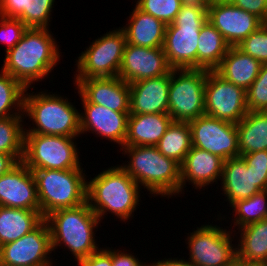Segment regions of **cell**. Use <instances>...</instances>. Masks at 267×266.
Segmentation results:
<instances>
[{
	"label": "cell",
	"mask_w": 267,
	"mask_h": 266,
	"mask_svg": "<svg viewBox=\"0 0 267 266\" xmlns=\"http://www.w3.org/2000/svg\"><path fill=\"white\" fill-rule=\"evenodd\" d=\"M59 50L49 28H27L17 45L6 51L1 70L29 88L48 77L60 60Z\"/></svg>",
	"instance_id": "1"
},
{
	"label": "cell",
	"mask_w": 267,
	"mask_h": 266,
	"mask_svg": "<svg viewBox=\"0 0 267 266\" xmlns=\"http://www.w3.org/2000/svg\"><path fill=\"white\" fill-rule=\"evenodd\" d=\"M140 185L120 166H111L87 180V202L100 221L113 213L121 221L133 217L140 202Z\"/></svg>",
	"instance_id": "2"
},
{
	"label": "cell",
	"mask_w": 267,
	"mask_h": 266,
	"mask_svg": "<svg viewBox=\"0 0 267 266\" xmlns=\"http://www.w3.org/2000/svg\"><path fill=\"white\" fill-rule=\"evenodd\" d=\"M129 156L127 165H120L134 180L155 196L168 198L181 192L180 164L164 156L156 146H123Z\"/></svg>",
	"instance_id": "3"
},
{
	"label": "cell",
	"mask_w": 267,
	"mask_h": 266,
	"mask_svg": "<svg viewBox=\"0 0 267 266\" xmlns=\"http://www.w3.org/2000/svg\"><path fill=\"white\" fill-rule=\"evenodd\" d=\"M44 220L50 230L52 251L64 244L78 262L100 249L96 244L94 228L101 221L88 202L77 207L56 210Z\"/></svg>",
	"instance_id": "4"
},
{
	"label": "cell",
	"mask_w": 267,
	"mask_h": 266,
	"mask_svg": "<svg viewBox=\"0 0 267 266\" xmlns=\"http://www.w3.org/2000/svg\"><path fill=\"white\" fill-rule=\"evenodd\" d=\"M24 93L23 114L32 120L33 128L24 134L78 137L80 134V112L59 94L46 91L38 94ZM41 93V94H40Z\"/></svg>",
	"instance_id": "5"
},
{
	"label": "cell",
	"mask_w": 267,
	"mask_h": 266,
	"mask_svg": "<svg viewBox=\"0 0 267 266\" xmlns=\"http://www.w3.org/2000/svg\"><path fill=\"white\" fill-rule=\"evenodd\" d=\"M208 20V9L183 4L171 24L166 25L163 50L172 69H197L200 30Z\"/></svg>",
	"instance_id": "6"
},
{
	"label": "cell",
	"mask_w": 267,
	"mask_h": 266,
	"mask_svg": "<svg viewBox=\"0 0 267 266\" xmlns=\"http://www.w3.org/2000/svg\"><path fill=\"white\" fill-rule=\"evenodd\" d=\"M83 170H31L36 180L43 218L56 210L77 207L87 202V180Z\"/></svg>",
	"instance_id": "7"
},
{
	"label": "cell",
	"mask_w": 267,
	"mask_h": 266,
	"mask_svg": "<svg viewBox=\"0 0 267 266\" xmlns=\"http://www.w3.org/2000/svg\"><path fill=\"white\" fill-rule=\"evenodd\" d=\"M74 138L42 134H24L22 162L31 170L83 169Z\"/></svg>",
	"instance_id": "8"
},
{
	"label": "cell",
	"mask_w": 267,
	"mask_h": 266,
	"mask_svg": "<svg viewBox=\"0 0 267 266\" xmlns=\"http://www.w3.org/2000/svg\"><path fill=\"white\" fill-rule=\"evenodd\" d=\"M207 69H172L168 114L175 122H190L205 114Z\"/></svg>",
	"instance_id": "9"
},
{
	"label": "cell",
	"mask_w": 267,
	"mask_h": 266,
	"mask_svg": "<svg viewBox=\"0 0 267 266\" xmlns=\"http://www.w3.org/2000/svg\"><path fill=\"white\" fill-rule=\"evenodd\" d=\"M126 43L125 32L120 27L95 39L76 60L74 79L118 76Z\"/></svg>",
	"instance_id": "10"
},
{
	"label": "cell",
	"mask_w": 267,
	"mask_h": 266,
	"mask_svg": "<svg viewBox=\"0 0 267 266\" xmlns=\"http://www.w3.org/2000/svg\"><path fill=\"white\" fill-rule=\"evenodd\" d=\"M231 234L217 225L197 227L187 238L189 262L194 266H232L237 261V253Z\"/></svg>",
	"instance_id": "11"
},
{
	"label": "cell",
	"mask_w": 267,
	"mask_h": 266,
	"mask_svg": "<svg viewBox=\"0 0 267 266\" xmlns=\"http://www.w3.org/2000/svg\"><path fill=\"white\" fill-rule=\"evenodd\" d=\"M247 112L246 91L224 79L215 70H208L205 114L237 124Z\"/></svg>",
	"instance_id": "12"
},
{
	"label": "cell",
	"mask_w": 267,
	"mask_h": 266,
	"mask_svg": "<svg viewBox=\"0 0 267 266\" xmlns=\"http://www.w3.org/2000/svg\"><path fill=\"white\" fill-rule=\"evenodd\" d=\"M192 146L206 150L224 160L239 157L235 123L202 115L189 122Z\"/></svg>",
	"instance_id": "13"
},
{
	"label": "cell",
	"mask_w": 267,
	"mask_h": 266,
	"mask_svg": "<svg viewBox=\"0 0 267 266\" xmlns=\"http://www.w3.org/2000/svg\"><path fill=\"white\" fill-rule=\"evenodd\" d=\"M51 253L50 230L43 220L30 233L0 246V263L6 266H52Z\"/></svg>",
	"instance_id": "14"
},
{
	"label": "cell",
	"mask_w": 267,
	"mask_h": 266,
	"mask_svg": "<svg viewBox=\"0 0 267 266\" xmlns=\"http://www.w3.org/2000/svg\"><path fill=\"white\" fill-rule=\"evenodd\" d=\"M221 181L226 201L232 206L239 200L267 190V170L246 165L241 156L230 158L224 161Z\"/></svg>",
	"instance_id": "15"
},
{
	"label": "cell",
	"mask_w": 267,
	"mask_h": 266,
	"mask_svg": "<svg viewBox=\"0 0 267 266\" xmlns=\"http://www.w3.org/2000/svg\"><path fill=\"white\" fill-rule=\"evenodd\" d=\"M171 70L163 48H149L126 43L118 76L131 84L169 74Z\"/></svg>",
	"instance_id": "16"
},
{
	"label": "cell",
	"mask_w": 267,
	"mask_h": 266,
	"mask_svg": "<svg viewBox=\"0 0 267 266\" xmlns=\"http://www.w3.org/2000/svg\"><path fill=\"white\" fill-rule=\"evenodd\" d=\"M208 20L231 47L238 46L263 24L257 16L234 4L220 2L208 7Z\"/></svg>",
	"instance_id": "17"
},
{
	"label": "cell",
	"mask_w": 267,
	"mask_h": 266,
	"mask_svg": "<svg viewBox=\"0 0 267 266\" xmlns=\"http://www.w3.org/2000/svg\"><path fill=\"white\" fill-rule=\"evenodd\" d=\"M74 81L82 102L101 105L116 112H129L130 87L119 76Z\"/></svg>",
	"instance_id": "18"
},
{
	"label": "cell",
	"mask_w": 267,
	"mask_h": 266,
	"mask_svg": "<svg viewBox=\"0 0 267 266\" xmlns=\"http://www.w3.org/2000/svg\"><path fill=\"white\" fill-rule=\"evenodd\" d=\"M0 206L40 211L35 177L22 161L0 176Z\"/></svg>",
	"instance_id": "19"
},
{
	"label": "cell",
	"mask_w": 267,
	"mask_h": 266,
	"mask_svg": "<svg viewBox=\"0 0 267 266\" xmlns=\"http://www.w3.org/2000/svg\"><path fill=\"white\" fill-rule=\"evenodd\" d=\"M84 112L80 113V134L95 133L98 137L115 142L121 148L127 135L129 112H116L90 102L81 103Z\"/></svg>",
	"instance_id": "20"
},
{
	"label": "cell",
	"mask_w": 267,
	"mask_h": 266,
	"mask_svg": "<svg viewBox=\"0 0 267 266\" xmlns=\"http://www.w3.org/2000/svg\"><path fill=\"white\" fill-rule=\"evenodd\" d=\"M170 73L129 84V114L168 113Z\"/></svg>",
	"instance_id": "21"
},
{
	"label": "cell",
	"mask_w": 267,
	"mask_h": 266,
	"mask_svg": "<svg viewBox=\"0 0 267 266\" xmlns=\"http://www.w3.org/2000/svg\"><path fill=\"white\" fill-rule=\"evenodd\" d=\"M224 159L206 150L191 147L181 167V194L186 183H193L195 189H201L221 180ZM217 179V180H216Z\"/></svg>",
	"instance_id": "22"
},
{
	"label": "cell",
	"mask_w": 267,
	"mask_h": 266,
	"mask_svg": "<svg viewBox=\"0 0 267 266\" xmlns=\"http://www.w3.org/2000/svg\"><path fill=\"white\" fill-rule=\"evenodd\" d=\"M172 122L168 113L129 114L124 146H156Z\"/></svg>",
	"instance_id": "23"
},
{
	"label": "cell",
	"mask_w": 267,
	"mask_h": 266,
	"mask_svg": "<svg viewBox=\"0 0 267 266\" xmlns=\"http://www.w3.org/2000/svg\"><path fill=\"white\" fill-rule=\"evenodd\" d=\"M131 13L127 26L121 28L125 32L127 44L163 48L166 25L136 5Z\"/></svg>",
	"instance_id": "24"
},
{
	"label": "cell",
	"mask_w": 267,
	"mask_h": 266,
	"mask_svg": "<svg viewBox=\"0 0 267 266\" xmlns=\"http://www.w3.org/2000/svg\"><path fill=\"white\" fill-rule=\"evenodd\" d=\"M261 66V62L244 53L237 46H232L215 71L230 83L246 91L257 78Z\"/></svg>",
	"instance_id": "25"
},
{
	"label": "cell",
	"mask_w": 267,
	"mask_h": 266,
	"mask_svg": "<svg viewBox=\"0 0 267 266\" xmlns=\"http://www.w3.org/2000/svg\"><path fill=\"white\" fill-rule=\"evenodd\" d=\"M55 0H0V16L20 19L27 28H49Z\"/></svg>",
	"instance_id": "26"
},
{
	"label": "cell",
	"mask_w": 267,
	"mask_h": 266,
	"mask_svg": "<svg viewBox=\"0 0 267 266\" xmlns=\"http://www.w3.org/2000/svg\"><path fill=\"white\" fill-rule=\"evenodd\" d=\"M43 220L41 211L0 206V246L30 233Z\"/></svg>",
	"instance_id": "27"
},
{
	"label": "cell",
	"mask_w": 267,
	"mask_h": 266,
	"mask_svg": "<svg viewBox=\"0 0 267 266\" xmlns=\"http://www.w3.org/2000/svg\"><path fill=\"white\" fill-rule=\"evenodd\" d=\"M239 156L267 150V112L248 111L237 124Z\"/></svg>",
	"instance_id": "28"
},
{
	"label": "cell",
	"mask_w": 267,
	"mask_h": 266,
	"mask_svg": "<svg viewBox=\"0 0 267 266\" xmlns=\"http://www.w3.org/2000/svg\"><path fill=\"white\" fill-rule=\"evenodd\" d=\"M237 261L267 263V219L239 228Z\"/></svg>",
	"instance_id": "29"
},
{
	"label": "cell",
	"mask_w": 267,
	"mask_h": 266,
	"mask_svg": "<svg viewBox=\"0 0 267 266\" xmlns=\"http://www.w3.org/2000/svg\"><path fill=\"white\" fill-rule=\"evenodd\" d=\"M230 47L222 34L207 20L200 30L197 69L215 70Z\"/></svg>",
	"instance_id": "30"
},
{
	"label": "cell",
	"mask_w": 267,
	"mask_h": 266,
	"mask_svg": "<svg viewBox=\"0 0 267 266\" xmlns=\"http://www.w3.org/2000/svg\"><path fill=\"white\" fill-rule=\"evenodd\" d=\"M156 147L164 156L173 159L181 165L192 147L189 123L173 121Z\"/></svg>",
	"instance_id": "31"
},
{
	"label": "cell",
	"mask_w": 267,
	"mask_h": 266,
	"mask_svg": "<svg viewBox=\"0 0 267 266\" xmlns=\"http://www.w3.org/2000/svg\"><path fill=\"white\" fill-rule=\"evenodd\" d=\"M24 116L0 118V153L12 155L18 162L24 154Z\"/></svg>",
	"instance_id": "32"
},
{
	"label": "cell",
	"mask_w": 267,
	"mask_h": 266,
	"mask_svg": "<svg viewBox=\"0 0 267 266\" xmlns=\"http://www.w3.org/2000/svg\"><path fill=\"white\" fill-rule=\"evenodd\" d=\"M25 90L26 88L19 81L10 76L8 73L1 70L0 118L8 116H24L23 106ZM13 108L17 110H14Z\"/></svg>",
	"instance_id": "33"
},
{
	"label": "cell",
	"mask_w": 267,
	"mask_h": 266,
	"mask_svg": "<svg viewBox=\"0 0 267 266\" xmlns=\"http://www.w3.org/2000/svg\"><path fill=\"white\" fill-rule=\"evenodd\" d=\"M235 211L233 227L237 229L267 219V190L260 191L248 199L239 200L232 206Z\"/></svg>",
	"instance_id": "34"
},
{
	"label": "cell",
	"mask_w": 267,
	"mask_h": 266,
	"mask_svg": "<svg viewBox=\"0 0 267 266\" xmlns=\"http://www.w3.org/2000/svg\"><path fill=\"white\" fill-rule=\"evenodd\" d=\"M183 5L181 0H137L136 6L158 18L165 25L171 24Z\"/></svg>",
	"instance_id": "35"
},
{
	"label": "cell",
	"mask_w": 267,
	"mask_h": 266,
	"mask_svg": "<svg viewBox=\"0 0 267 266\" xmlns=\"http://www.w3.org/2000/svg\"><path fill=\"white\" fill-rule=\"evenodd\" d=\"M248 111L267 112V64H262L257 78L246 90Z\"/></svg>",
	"instance_id": "36"
},
{
	"label": "cell",
	"mask_w": 267,
	"mask_h": 266,
	"mask_svg": "<svg viewBox=\"0 0 267 266\" xmlns=\"http://www.w3.org/2000/svg\"><path fill=\"white\" fill-rule=\"evenodd\" d=\"M237 47L262 64H267V23H263Z\"/></svg>",
	"instance_id": "37"
},
{
	"label": "cell",
	"mask_w": 267,
	"mask_h": 266,
	"mask_svg": "<svg viewBox=\"0 0 267 266\" xmlns=\"http://www.w3.org/2000/svg\"><path fill=\"white\" fill-rule=\"evenodd\" d=\"M27 27L20 19L0 16V42L6 43L5 52L17 45Z\"/></svg>",
	"instance_id": "38"
},
{
	"label": "cell",
	"mask_w": 267,
	"mask_h": 266,
	"mask_svg": "<svg viewBox=\"0 0 267 266\" xmlns=\"http://www.w3.org/2000/svg\"><path fill=\"white\" fill-rule=\"evenodd\" d=\"M233 4L257 16L263 23H267V2L265 0H235Z\"/></svg>",
	"instance_id": "39"
},
{
	"label": "cell",
	"mask_w": 267,
	"mask_h": 266,
	"mask_svg": "<svg viewBox=\"0 0 267 266\" xmlns=\"http://www.w3.org/2000/svg\"><path fill=\"white\" fill-rule=\"evenodd\" d=\"M77 263L79 266H112V249L100 248Z\"/></svg>",
	"instance_id": "40"
},
{
	"label": "cell",
	"mask_w": 267,
	"mask_h": 266,
	"mask_svg": "<svg viewBox=\"0 0 267 266\" xmlns=\"http://www.w3.org/2000/svg\"><path fill=\"white\" fill-rule=\"evenodd\" d=\"M145 263L139 261L137 257L122 250H112V266H143Z\"/></svg>",
	"instance_id": "41"
},
{
	"label": "cell",
	"mask_w": 267,
	"mask_h": 266,
	"mask_svg": "<svg viewBox=\"0 0 267 266\" xmlns=\"http://www.w3.org/2000/svg\"><path fill=\"white\" fill-rule=\"evenodd\" d=\"M246 162V165L253 166V168L266 169L267 170V150L255 151L241 155Z\"/></svg>",
	"instance_id": "42"
},
{
	"label": "cell",
	"mask_w": 267,
	"mask_h": 266,
	"mask_svg": "<svg viewBox=\"0 0 267 266\" xmlns=\"http://www.w3.org/2000/svg\"><path fill=\"white\" fill-rule=\"evenodd\" d=\"M17 163L18 161L12 155L0 153V176L7 173Z\"/></svg>",
	"instance_id": "43"
},
{
	"label": "cell",
	"mask_w": 267,
	"mask_h": 266,
	"mask_svg": "<svg viewBox=\"0 0 267 266\" xmlns=\"http://www.w3.org/2000/svg\"><path fill=\"white\" fill-rule=\"evenodd\" d=\"M155 266H194L191 264L189 261H185V259H177V258H168V259H163L159 261H155Z\"/></svg>",
	"instance_id": "44"
},
{
	"label": "cell",
	"mask_w": 267,
	"mask_h": 266,
	"mask_svg": "<svg viewBox=\"0 0 267 266\" xmlns=\"http://www.w3.org/2000/svg\"><path fill=\"white\" fill-rule=\"evenodd\" d=\"M183 4H192V5H198L201 7H208L214 3V0H181Z\"/></svg>",
	"instance_id": "45"
},
{
	"label": "cell",
	"mask_w": 267,
	"mask_h": 266,
	"mask_svg": "<svg viewBox=\"0 0 267 266\" xmlns=\"http://www.w3.org/2000/svg\"><path fill=\"white\" fill-rule=\"evenodd\" d=\"M242 266H267V263H247V262H242Z\"/></svg>",
	"instance_id": "46"
},
{
	"label": "cell",
	"mask_w": 267,
	"mask_h": 266,
	"mask_svg": "<svg viewBox=\"0 0 267 266\" xmlns=\"http://www.w3.org/2000/svg\"><path fill=\"white\" fill-rule=\"evenodd\" d=\"M235 0H214V2H220V3H234Z\"/></svg>",
	"instance_id": "47"
},
{
	"label": "cell",
	"mask_w": 267,
	"mask_h": 266,
	"mask_svg": "<svg viewBox=\"0 0 267 266\" xmlns=\"http://www.w3.org/2000/svg\"><path fill=\"white\" fill-rule=\"evenodd\" d=\"M232 266H242V262L236 261Z\"/></svg>",
	"instance_id": "48"
},
{
	"label": "cell",
	"mask_w": 267,
	"mask_h": 266,
	"mask_svg": "<svg viewBox=\"0 0 267 266\" xmlns=\"http://www.w3.org/2000/svg\"><path fill=\"white\" fill-rule=\"evenodd\" d=\"M143 266H155V264L154 263H151V264H144Z\"/></svg>",
	"instance_id": "49"
}]
</instances>
